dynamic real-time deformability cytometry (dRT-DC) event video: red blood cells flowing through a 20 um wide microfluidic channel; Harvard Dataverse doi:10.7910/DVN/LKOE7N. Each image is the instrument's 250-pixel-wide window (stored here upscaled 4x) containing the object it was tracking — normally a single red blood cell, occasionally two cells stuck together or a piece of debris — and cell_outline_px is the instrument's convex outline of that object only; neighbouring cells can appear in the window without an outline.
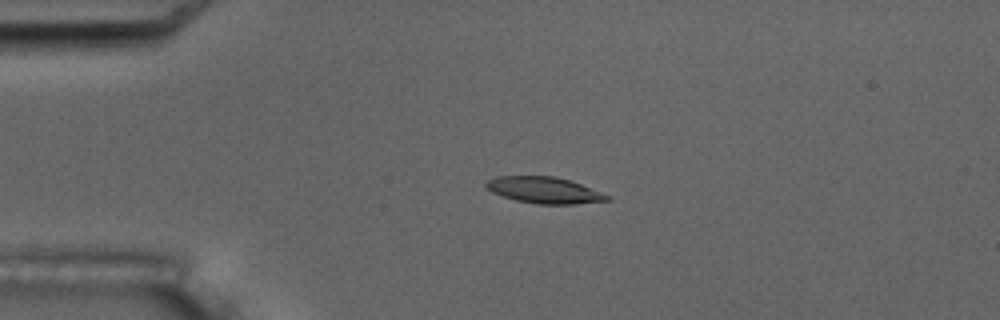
{"species": "common noctule bat (a hibernating species)", "species_latin": "Nyctalus noctula", "temperature_condition": "room temperature", "stored_images_in_passage": 5, "camera_frame_rate_fps": 3000, "um_per_image_px": 0.085, "animal": {"sex": "male", "body_mass_g": 17.5, "forearm_length_mm": 52.3}, "frame": {"image": 1, "passage_image": 4, "time_ms": 3.333, "image_size_px": [1000, 320], "cell_outline_px": [[612, 200], [576, 204], [536, 204], [516, 200], [492, 192], [484, 184], [488, 180], [496, 176], [556, 176], [580, 184], [612, 196]], "centroid_in_image_um": [46.3, 16.17], "position_along_channel_um": 38.7, "area_um2": 18.55}}